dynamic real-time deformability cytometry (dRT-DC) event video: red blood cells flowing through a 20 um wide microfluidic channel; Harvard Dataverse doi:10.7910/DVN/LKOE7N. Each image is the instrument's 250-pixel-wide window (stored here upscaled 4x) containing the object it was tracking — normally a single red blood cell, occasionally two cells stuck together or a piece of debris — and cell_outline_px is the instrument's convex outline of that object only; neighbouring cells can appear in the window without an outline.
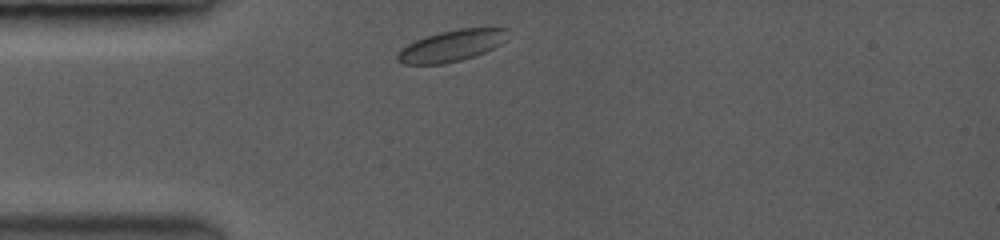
{"species": "common noctule bat (a hibernating species)", "species_latin": "Nyctalus noctula", "temperature_condition": "room temperature", "stored_images_in_passage": 17, "camera_frame_rate_fps": 3500, "um_per_image_px": 0.085, "animal": {"sex": "female", "body_mass_g": 19.0, "forearm_length_mm": 53.3}, "frame": {"image": 1, "passage_image": 1, "time_ms": 0.0, "image_size_px": [1000, 240], "cell_outline_px": [[508, 28], [500, 44], [484, 52], [460, 60], [440, 64], [404, 64], [396, 60], [396, 56], [408, 44], [424, 36], [440, 32], [460, 28]], "centroid_in_image_um": [38.33, 3.89], "position_along_channel_um": 46.7, "area_um2": 19.59}}
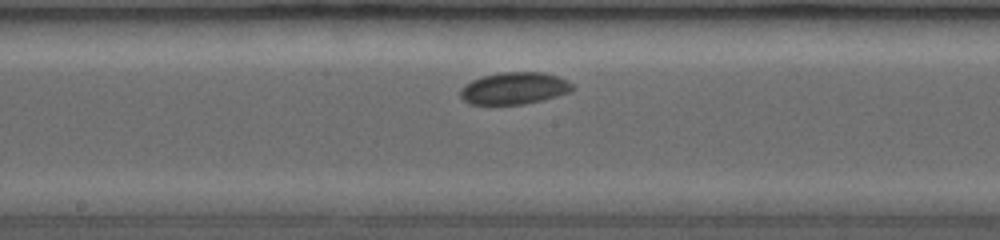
{"frame": {"image": 2, "passage_image": 8, "time_ms": 4.571, "image_size_px": [1000, 240], "cell_outline_px": [[572, 88], [568, 92], [540, 100], [520, 104], [472, 104], [464, 100], [460, 96], [460, 88], [464, 84], [472, 80], [484, 76], [500, 72], [544, 72], [568, 80], [572, 84]], "centroid_in_image_um": [43.67, 7.49], "position_along_channel_um": 204.5, "area_um2": 20.58}}
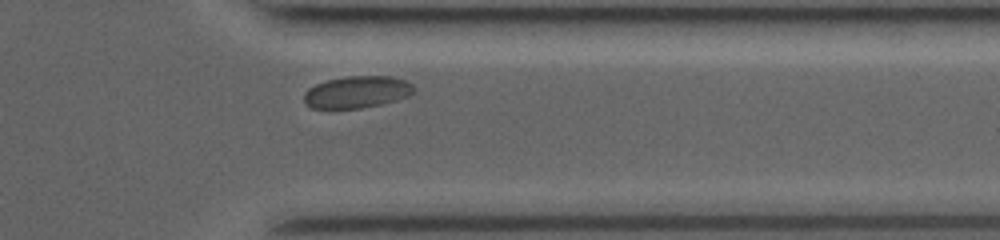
{"frame": {"image": 3, "passage_image": 15, "time_ms": 9.143, "image_size_px": [1000, 240], "cell_outline_px": [[412, 92], [408, 96], [396, 100], [380, 104], [360, 108], [328, 112], [312, 108], [304, 100], [304, 92], [308, 88], [316, 84], [328, 80], [348, 76], [388, 76], [404, 80], [412, 84]], "centroid_in_image_um": [30.25, 7.87], "position_along_channel_um": 381.1, "area_um2": 20.81}, "authors_computed_cell_mechanics": {"area_um2": 20.4612, "velocity_mm_per_s": 3.8205, "shape_relaxation_time_tau1_ms": 2.0546, "shape_relaxation_time_tau2_ms": null, "deformation_change_tau1": 0.0294, "deformation_change_tau2": null}}